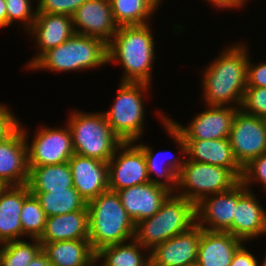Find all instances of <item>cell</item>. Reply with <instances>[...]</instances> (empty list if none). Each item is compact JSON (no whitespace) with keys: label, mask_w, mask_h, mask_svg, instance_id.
<instances>
[{"label":"cell","mask_w":266,"mask_h":266,"mask_svg":"<svg viewBox=\"0 0 266 266\" xmlns=\"http://www.w3.org/2000/svg\"><path fill=\"white\" fill-rule=\"evenodd\" d=\"M247 47L243 43H236L223 50L216 60L203 69L202 97L207 106L241 108L250 57Z\"/></svg>","instance_id":"obj_1"},{"label":"cell","mask_w":266,"mask_h":266,"mask_svg":"<svg viewBox=\"0 0 266 266\" xmlns=\"http://www.w3.org/2000/svg\"><path fill=\"white\" fill-rule=\"evenodd\" d=\"M149 24L119 26L107 44L108 63L124 68L121 82L151 84L155 57V40Z\"/></svg>","instance_id":"obj_2"},{"label":"cell","mask_w":266,"mask_h":266,"mask_svg":"<svg viewBox=\"0 0 266 266\" xmlns=\"http://www.w3.org/2000/svg\"><path fill=\"white\" fill-rule=\"evenodd\" d=\"M92 250L134 239L135 223L121 204L116 191L107 190L87 202Z\"/></svg>","instance_id":"obj_3"},{"label":"cell","mask_w":266,"mask_h":266,"mask_svg":"<svg viewBox=\"0 0 266 266\" xmlns=\"http://www.w3.org/2000/svg\"><path fill=\"white\" fill-rule=\"evenodd\" d=\"M196 224V205L172 193L152 216L135 224L134 239L149 251Z\"/></svg>","instance_id":"obj_4"},{"label":"cell","mask_w":266,"mask_h":266,"mask_svg":"<svg viewBox=\"0 0 266 266\" xmlns=\"http://www.w3.org/2000/svg\"><path fill=\"white\" fill-rule=\"evenodd\" d=\"M107 63V44L103 40L75 33L66 42L44 52L28 69L71 72Z\"/></svg>","instance_id":"obj_5"},{"label":"cell","mask_w":266,"mask_h":266,"mask_svg":"<svg viewBox=\"0 0 266 266\" xmlns=\"http://www.w3.org/2000/svg\"><path fill=\"white\" fill-rule=\"evenodd\" d=\"M70 115L67 125L74 153L109 162L123 141L111 130L103 112L85 113L75 109Z\"/></svg>","instance_id":"obj_6"},{"label":"cell","mask_w":266,"mask_h":266,"mask_svg":"<svg viewBox=\"0 0 266 266\" xmlns=\"http://www.w3.org/2000/svg\"><path fill=\"white\" fill-rule=\"evenodd\" d=\"M113 105L103 112L111 130L123 141H136L143 133L145 107L142 99L151 85L144 82H121ZM143 94V95H142Z\"/></svg>","instance_id":"obj_7"},{"label":"cell","mask_w":266,"mask_h":266,"mask_svg":"<svg viewBox=\"0 0 266 266\" xmlns=\"http://www.w3.org/2000/svg\"><path fill=\"white\" fill-rule=\"evenodd\" d=\"M240 181L228 168L185 159L175 194L196 205L206 196L231 190Z\"/></svg>","instance_id":"obj_8"},{"label":"cell","mask_w":266,"mask_h":266,"mask_svg":"<svg viewBox=\"0 0 266 266\" xmlns=\"http://www.w3.org/2000/svg\"><path fill=\"white\" fill-rule=\"evenodd\" d=\"M27 142L28 166L56 165L68 162L75 154L72 144V134L67 125L63 128L40 127L28 144V132L21 126ZM30 145V146H29Z\"/></svg>","instance_id":"obj_9"},{"label":"cell","mask_w":266,"mask_h":266,"mask_svg":"<svg viewBox=\"0 0 266 266\" xmlns=\"http://www.w3.org/2000/svg\"><path fill=\"white\" fill-rule=\"evenodd\" d=\"M229 140L236 160L244 168L266 153V120L239 108L232 122Z\"/></svg>","instance_id":"obj_10"},{"label":"cell","mask_w":266,"mask_h":266,"mask_svg":"<svg viewBox=\"0 0 266 266\" xmlns=\"http://www.w3.org/2000/svg\"><path fill=\"white\" fill-rule=\"evenodd\" d=\"M147 182L150 179L142 149L134 141L122 142L108 162L109 190L117 192Z\"/></svg>","instance_id":"obj_11"},{"label":"cell","mask_w":266,"mask_h":266,"mask_svg":"<svg viewBox=\"0 0 266 266\" xmlns=\"http://www.w3.org/2000/svg\"><path fill=\"white\" fill-rule=\"evenodd\" d=\"M239 108L231 106H207L189 123L182 126L172 118L167 120L182 135L184 140H214L229 138L232 122Z\"/></svg>","instance_id":"obj_12"},{"label":"cell","mask_w":266,"mask_h":266,"mask_svg":"<svg viewBox=\"0 0 266 266\" xmlns=\"http://www.w3.org/2000/svg\"><path fill=\"white\" fill-rule=\"evenodd\" d=\"M160 118H161L160 120L162 124L164 125L163 127H165V130L169 132V135L172 136V139L174 140V142H176L177 145L179 146L180 148L179 153L184 155L183 156L184 160L181 159V157L180 159L174 158L176 156L173 155L171 158L168 156V159L169 158L170 159L169 160L167 159V161H165L166 159L165 157L163 158L162 153H164V156H165V154L168 155L167 153L170 151H162V152L160 151L156 153L155 155L153 152L154 150L150 146L144 145L142 143L140 144L138 143L137 145L143 151V154L146 160L147 171H148L150 182L155 185L162 186L172 193H175L176 188H177V177H178L179 172L182 169V166L184 165L185 158H186L185 157L186 156V144H185V141L182 135L167 120L168 116L161 113ZM161 158L165 160L161 162L162 160ZM153 174L164 180L153 178Z\"/></svg>","instance_id":"obj_13"},{"label":"cell","mask_w":266,"mask_h":266,"mask_svg":"<svg viewBox=\"0 0 266 266\" xmlns=\"http://www.w3.org/2000/svg\"><path fill=\"white\" fill-rule=\"evenodd\" d=\"M71 17L76 34L96 37L106 44L113 39L119 28L109 0H87Z\"/></svg>","instance_id":"obj_14"},{"label":"cell","mask_w":266,"mask_h":266,"mask_svg":"<svg viewBox=\"0 0 266 266\" xmlns=\"http://www.w3.org/2000/svg\"><path fill=\"white\" fill-rule=\"evenodd\" d=\"M243 183H238V202L235 206L232 226L227 230L242 242L266 233V209Z\"/></svg>","instance_id":"obj_15"},{"label":"cell","mask_w":266,"mask_h":266,"mask_svg":"<svg viewBox=\"0 0 266 266\" xmlns=\"http://www.w3.org/2000/svg\"><path fill=\"white\" fill-rule=\"evenodd\" d=\"M202 228L196 223L150 251L151 266H188L197 262Z\"/></svg>","instance_id":"obj_16"},{"label":"cell","mask_w":266,"mask_h":266,"mask_svg":"<svg viewBox=\"0 0 266 266\" xmlns=\"http://www.w3.org/2000/svg\"><path fill=\"white\" fill-rule=\"evenodd\" d=\"M29 178L27 142L18 126L0 142V182L4 186L27 184Z\"/></svg>","instance_id":"obj_17"},{"label":"cell","mask_w":266,"mask_h":266,"mask_svg":"<svg viewBox=\"0 0 266 266\" xmlns=\"http://www.w3.org/2000/svg\"><path fill=\"white\" fill-rule=\"evenodd\" d=\"M238 202V184L231 190L204 197L196 204V223L205 230L227 231Z\"/></svg>","instance_id":"obj_18"},{"label":"cell","mask_w":266,"mask_h":266,"mask_svg":"<svg viewBox=\"0 0 266 266\" xmlns=\"http://www.w3.org/2000/svg\"><path fill=\"white\" fill-rule=\"evenodd\" d=\"M68 164L73 187L87 202L109 190L108 162L74 154Z\"/></svg>","instance_id":"obj_19"},{"label":"cell","mask_w":266,"mask_h":266,"mask_svg":"<svg viewBox=\"0 0 266 266\" xmlns=\"http://www.w3.org/2000/svg\"><path fill=\"white\" fill-rule=\"evenodd\" d=\"M29 34L38 46L37 55L25 66L27 69L47 50L66 42L75 34L72 17L65 14L37 13Z\"/></svg>","instance_id":"obj_20"},{"label":"cell","mask_w":266,"mask_h":266,"mask_svg":"<svg viewBox=\"0 0 266 266\" xmlns=\"http://www.w3.org/2000/svg\"><path fill=\"white\" fill-rule=\"evenodd\" d=\"M122 206L134 223L152 217L172 194L166 188L147 182L117 191Z\"/></svg>","instance_id":"obj_21"},{"label":"cell","mask_w":266,"mask_h":266,"mask_svg":"<svg viewBox=\"0 0 266 266\" xmlns=\"http://www.w3.org/2000/svg\"><path fill=\"white\" fill-rule=\"evenodd\" d=\"M184 141L186 159L228 168L241 180L243 168L234 156L229 138Z\"/></svg>","instance_id":"obj_22"},{"label":"cell","mask_w":266,"mask_h":266,"mask_svg":"<svg viewBox=\"0 0 266 266\" xmlns=\"http://www.w3.org/2000/svg\"><path fill=\"white\" fill-rule=\"evenodd\" d=\"M242 244L244 242L227 231L203 229L196 263L199 266H229L236 250Z\"/></svg>","instance_id":"obj_23"},{"label":"cell","mask_w":266,"mask_h":266,"mask_svg":"<svg viewBox=\"0 0 266 266\" xmlns=\"http://www.w3.org/2000/svg\"><path fill=\"white\" fill-rule=\"evenodd\" d=\"M27 184L4 186L0 191V244L21 240L20 221L24 200L30 195Z\"/></svg>","instance_id":"obj_24"},{"label":"cell","mask_w":266,"mask_h":266,"mask_svg":"<svg viewBox=\"0 0 266 266\" xmlns=\"http://www.w3.org/2000/svg\"><path fill=\"white\" fill-rule=\"evenodd\" d=\"M88 207L67 214L47 217L40 243L62 240H88Z\"/></svg>","instance_id":"obj_25"},{"label":"cell","mask_w":266,"mask_h":266,"mask_svg":"<svg viewBox=\"0 0 266 266\" xmlns=\"http://www.w3.org/2000/svg\"><path fill=\"white\" fill-rule=\"evenodd\" d=\"M53 266H90L96 260L89 240H62L41 243Z\"/></svg>","instance_id":"obj_26"},{"label":"cell","mask_w":266,"mask_h":266,"mask_svg":"<svg viewBox=\"0 0 266 266\" xmlns=\"http://www.w3.org/2000/svg\"><path fill=\"white\" fill-rule=\"evenodd\" d=\"M27 186L30 192H50L73 187L68 162L56 165L28 166Z\"/></svg>","instance_id":"obj_27"},{"label":"cell","mask_w":266,"mask_h":266,"mask_svg":"<svg viewBox=\"0 0 266 266\" xmlns=\"http://www.w3.org/2000/svg\"><path fill=\"white\" fill-rule=\"evenodd\" d=\"M142 250L147 254L148 249L132 239L101 248L96 252L95 260L97 263L103 260L101 266H150V251L146 257Z\"/></svg>","instance_id":"obj_28"},{"label":"cell","mask_w":266,"mask_h":266,"mask_svg":"<svg viewBox=\"0 0 266 266\" xmlns=\"http://www.w3.org/2000/svg\"><path fill=\"white\" fill-rule=\"evenodd\" d=\"M30 193L39 200L47 217L82 210L87 206V201L74 187L58 191Z\"/></svg>","instance_id":"obj_29"},{"label":"cell","mask_w":266,"mask_h":266,"mask_svg":"<svg viewBox=\"0 0 266 266\" xmlns=\"http://www.w3.org/2000/svg\"><path fill=\"white\" fill-rule=\"evenodd\" d=\"M118 26L149 24L156 8L147 0H109Z\"/></svg>","instance_id":"obj_30"},{"label":"cell","mask_w":266,"mask_h":266,"mask_svg":"<svg viewBox=\"0 0 266 266\" xmlns=\"http://www.w3.org/2000/svg\"><path fill=\"white\" fill-rule=\"evenodd\" d=\"M32 241V244L23 240L0 244V266H27L42 250L38 238H32Z\"/></svg>","instance_id":"obj_31"},{"label":"cell","mask_w":266,"mask_h":266,"mask_svg":"<svg viewBox=\"0 0 266 266\" xmlns=\"http://www.w3.org/2000/svg\"><path fill=\"white\" fill-rule=\"evenodd\" d=\"M47 216L36 196L30 194L23 202L20 214L22 237L40 238L44 232Z\"/></svg>","instance_id":"obj_32"},{"label":"cell","mask_w":266,"mask_h":266,"mask_svg":"<svg viewBox=\"0 0 266 266\" xmlns=\"http://www.w3.org/2000/svg\"><path fill=\"white\" fill-rule=\"evenodd\" d=\"M7 5V26L12 23L21 22L27 32L37 15V8L32 9L31 0H5ZM33 10V11H32Z\"/></svg>","instance_id":"obj_33"},{"label":"cell","mask_w":266,"mask_h":266,"mask_svg":"<svg viewBox=\"0 0 266 266\" xmlns=\"http://www.w3.org/2000/svg\"><path fill=\"white\" fill-rule=\"evenodd\" d=\"M240 109L266 120V87H246Z\"/></svg>","instance_id":"obj_34"},{"label":"cell","mask_w":266,"mask_h":266,"mask_svg":"<svg viewBox=\"0 0 266 266\" xmlns=\"http://www.w3.org/2000/svg\"><path fill=\"white\" fill-rule=\"evenodd\" d=\"M255 181L259 182L266 190V153L261 154L257 158L253 159L248 165L243 168V174L241 182L250 190V184Z\"/></svg>","instance_id":"obj_35"},{"label":"cell","mask_w":266,"mask_h":266,"mask_svg":"<svg viewBox=\"0 0 266 266\" xmlns=\"http://www.w3.org/2000/svg\"><path fill=\"white\" fill-rule=\"evenodd\" d=\"M37 13L65 14L73 13L87 0H37Z\"/></svg>","instance_id":"obj_36"},{"label":"cell","mask_w":266,"mask_h":266,"mask_svg":"<svg viewBox=\"0 0 266 266\" xmlns=\"http://www.w3.org/2000/svg\"><path fill=\"white\" fill-rule=\"evenodd\" d=\"M8 108L4 103H0V142L7 138L20 123Z\"/></svg>","instance_id":"obj_37"},{"label":"cell","mask_w":266,"mask_h":266,"mask_svg":"<svg viewBox=\"0 0 266 266\" xmlns=\"http://www.w3.org/2000/svg\"><path fill=\"white\" fill-rule=\"evenodd\" d=\"M247 87H266V62L247 65Z\"/></svg>","instance_id":"obj_38"},{"label":"cell","mask_w":266,"mask_h":266,"mask_svg":"<svg viewBox=\"0 0 266 266\" xmlns=\"http://www.w3.org/2000/svg\"><path fill=\"white\" fill-rule=\"evenodd\" d=\"M243 245L236 250L229 266H260L256 257Z\"/></svg>","instance_id":"obj_39"},{"label":"cell","mask_w":266,"mask_h":266,"mask_svg":"<svg viewBox=\"0 0 266 266\" xmlns=\"http://www.w3.org/2000/svg\"><path fill=\"white\" fill-rule=\"evenodd\" d=\"M210 2L215 8H221V9H235L240 8L244 4L247 3L246 0H206Z\"/></svg>","instance_id":"obj_40"},{"label":"cell","mask_w":266,"mask_h":266,"mask_svg":"<svg viewBox=\"0 0 266 266\" xmlns=\"http://www.w3.org/2000/svg\"><path fill=\"white\" fill-rule=\"evenodd\" d=\"M27 266H53L41 250Z\"/></svg>","instance_id":"obj_41"},{"label":"cell","mask_w":266,"mask_h":266,"mask_svg":"<svg viewBox=\"0 0 266 266\" xmlns=\"http://www.w3.org/2000/svg\"><path fill=\"white\" fill-rule=\"evenodd\" d=\"M7 26V5L5 0H0V28Z\"/></svg>","instance_id":"obj_42"},{"label":"cell","mask_w":266,"mask_h":266,"mask_svg":"<svg viewBox=\"0 0 266 266\" xmlns=\"http://www.w3.org/2000/svg\"><path fill=\"white\" fill-rule=\"evenodd\" d=\"M149 1L156 9L159 7V5H161L160 3L162 2V0H147Z\"/></svg>","instance_id":"obj_43"},{"label":"cell","mask_w":266,"mask_h":266,"mask_svg":"<svg viewBox=\"0 0 266 266\" xmlns=\"http://www.w3.org/2000/svg\"><path fill=\"white\" fill-rule=\"evenodd\" d=\"M260 266H266V257L264 258V260Z\"/></svg>","instance_id":"obj_44"},{"label":"cell","mask_w":266,"mask_h":266,"mask_svg":"<svg viewBox=\"0 0 266 266\" xmlns=\"http://www.w3.org/2000/svg\"><path fill=\"white\" fill-rule=\"evenodd\" d=\"M4 187V185L0 182V191Z\"/></svg>","instance_id":"obj_45"},{"label":"cell","mask_w":266,"mask_h":266,"mask_svg":"<svg viewBox=\"0 0 266 266\" xmlns=\"http://www.w3.org/2000/svg\"><path fill=\"white\" fill-rule=\"evenodd\" d=\"M188 266H199V265L197 263H195V264L188 265Z\"/></svg>","instance_id":"obj_46"}]
</instances>
